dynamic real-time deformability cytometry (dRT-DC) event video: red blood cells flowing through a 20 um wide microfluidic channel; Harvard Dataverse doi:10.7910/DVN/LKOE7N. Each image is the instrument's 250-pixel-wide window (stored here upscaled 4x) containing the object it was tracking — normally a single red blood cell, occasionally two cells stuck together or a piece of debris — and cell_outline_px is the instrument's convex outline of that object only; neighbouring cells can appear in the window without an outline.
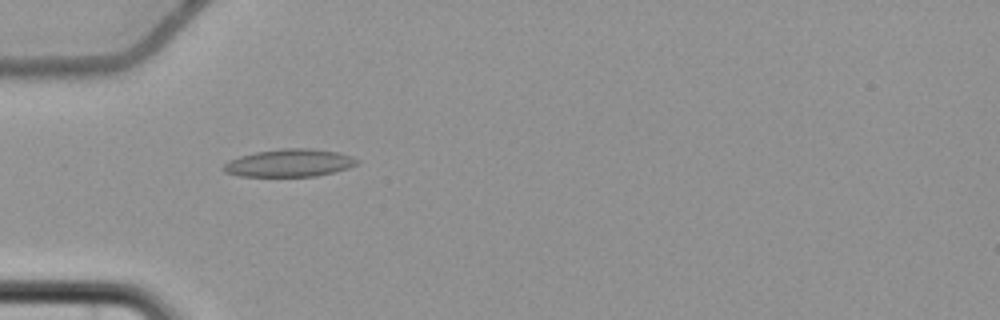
{"species": "common noctule bat (a hibernating species)", "species_latin": "Nyctalus noctula", "temperature_condition": "cold", "stored_images_in_passage": 4, "camera_frame_rate_fps": 3000, "um_per_image_px": 0.085, "animal": {"sex": "female", "body_mass_g": 22.7, "forearm_length_mm": 54.2}, "frame": {"image": 1, "passage_image": 1, "time_ms": 0.0, "image_size_px": [1000, 320], "cell_outline_px": [[360, 160], [356, 164], [348, 168], [316, 176], [240, 176], [224, 172], [220, 168], [228, 160], [240, 156], [256, 152], [284, 148], [308, 148], [336, 152], [352, 156]], "centroid_in_image_um": [24.56, 13.85], "position_along_channel_um": 60.4, "area_um2": 21.44}}
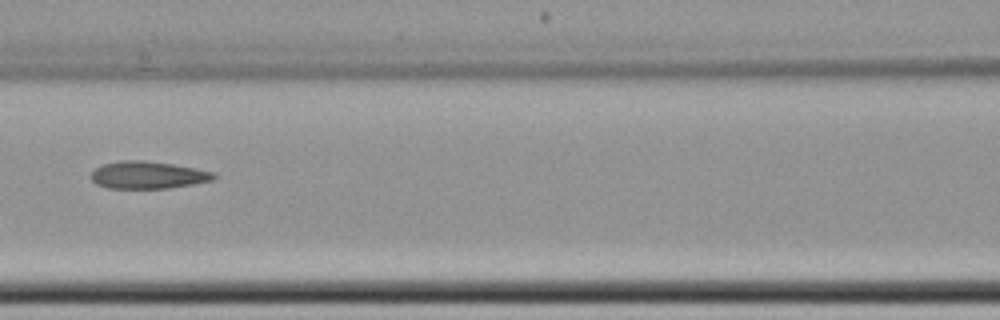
{"frame": {"image": 2, "passage_image": 3, "time_ms": 2.667, "image_size_px": [1000, 320], "cell_outline_px": [[216, 176], [212, 180], [192, 184], [168, 188], [108, 188], [96, 184], [88, 176], [96, 168], [104, 164], [120, 160], [144, 160], [172, 164], [196, 168], [216, 172]], "centroid_in_image_um": [12.55, 14.87], "position_along_channel_um": 154.0, "area_um2": 19.59}}
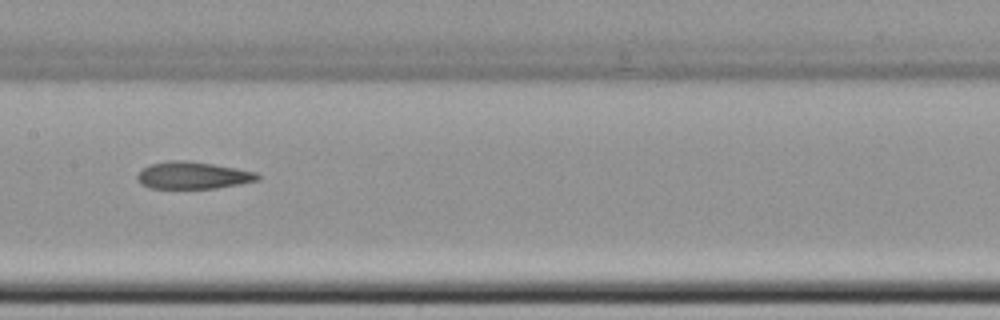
{"frame": {"image": 3, "passage_image": 4, "time_ms": 3.667, "image_size_px": [1000, 320], "cell_outline_px": [[260, 180], [240, 184], [216, 188], [148, 188], [140, 184], [136, 180], [136, 176], [144, 168], [152, 164], [168, 160], [188, 160], [236, 168], [256, 172], [260, 176]], "centroid_in_image_um": [16.39, 14.91], "position_along_channel_um": 191.0, "area_um2": 19.07}}